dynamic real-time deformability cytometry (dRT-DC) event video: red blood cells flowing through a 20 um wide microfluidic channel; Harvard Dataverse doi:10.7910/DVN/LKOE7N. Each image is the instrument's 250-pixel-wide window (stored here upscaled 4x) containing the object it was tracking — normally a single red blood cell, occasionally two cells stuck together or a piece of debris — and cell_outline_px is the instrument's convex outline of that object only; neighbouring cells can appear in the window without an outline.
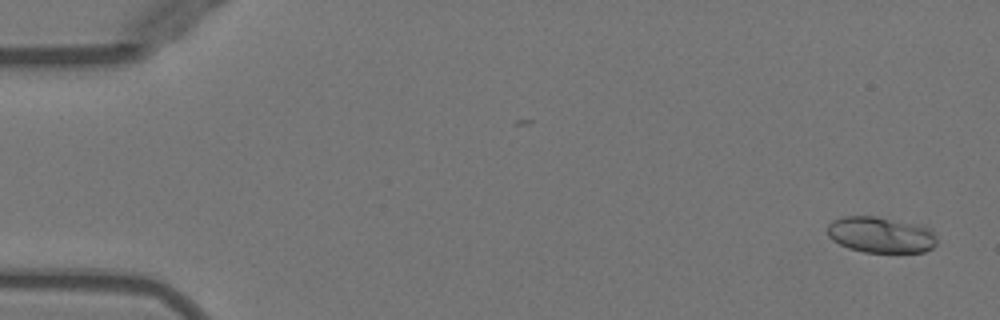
{"species": "Egyptian fruit bat (a non-hibernating species)", "species_latin": "Rousettus aegyptiacus", "temperature_condition": "warm", "stored_images_in_passage": 48, "camera_frame_rate_fps": 3000, "um_per_image_px": 0.085, "animal": {"sex": "female"}, "frame": {"image": 1, "passage_image": 2, "time_ms": 0.333, "image_size_px": [1000, 320], "cell_outline_px": [[936, 244], [932, 248], [924, 252], [864, 252], [848, 248], [832, 240], [828, 236], [828, 224], [832, 220], [844, 216], [876, 216], [928, 228], [936, 236]], "centroid_in_image_um": [74.82, 19.97], "position_along_channel_um": 10.2, "area_um2": 22.72}}
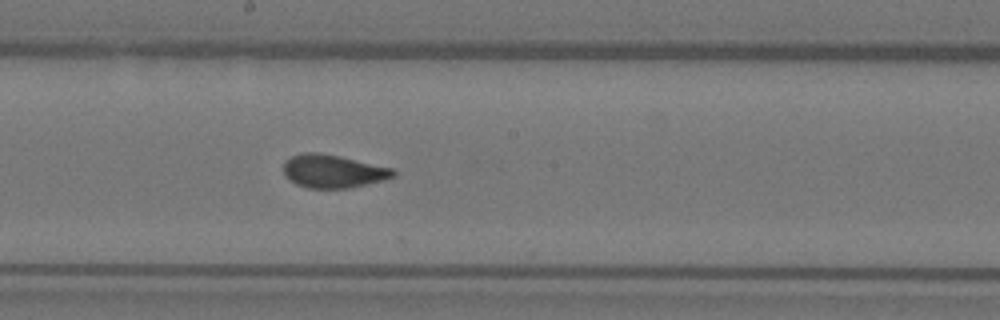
{"frame": {"image": 2, "passage_image": 28, "time_ms": 9.0, "image_size_px": [1000, 320], "cell_outline_px": [[396, 176], [348, 188], [308, 188], [296, 184], [284, 176], [284, 160], [292, 156], [304, 152], [320, 152], [340, 156], [392, 168], [396, 172]], "centroid_in_image_um": [28.26, 14.54], "position_along_channel_um": 219.9, "area_um2": 21.1}}
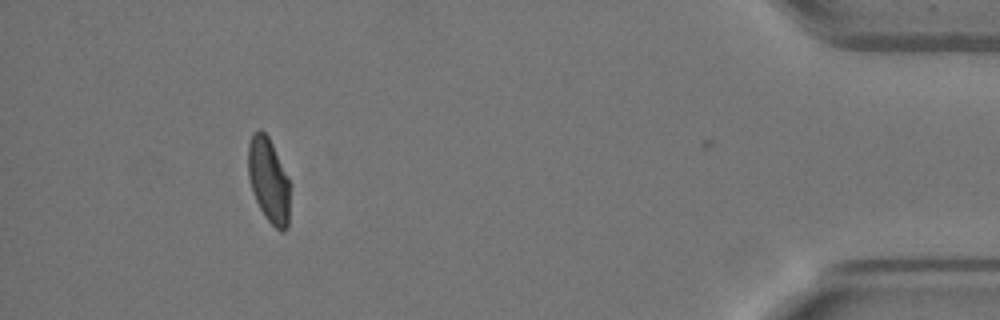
{"frame": {"image": 3, "passage_image": 47, "time_ms": 15.333, "image_size_px": [1000, 320], "cell_outline_px": [[288, 228], [284, 232], [280, 232], [264, 216], [252, 192], [248, 176], [248, 144], [252, 132], [260, 128], [268, 136], [272, 144], [288, 180]], "centroid_in_image_um": [22.79, 15.31], "position_along_channel_um": 412.4, "area_um2": 20.35}, "authors_computed_cell_mechanics": {"area_um2": 21.7906, "velocity_mm_per_s": 3.9821, "shape_relaxation_time_tau1_ms": null, "shape_relaxation_time_tau2_ms": 0.6042, "deformation_change_tau1": null, "deformation_change_tau2": 0.0687}}